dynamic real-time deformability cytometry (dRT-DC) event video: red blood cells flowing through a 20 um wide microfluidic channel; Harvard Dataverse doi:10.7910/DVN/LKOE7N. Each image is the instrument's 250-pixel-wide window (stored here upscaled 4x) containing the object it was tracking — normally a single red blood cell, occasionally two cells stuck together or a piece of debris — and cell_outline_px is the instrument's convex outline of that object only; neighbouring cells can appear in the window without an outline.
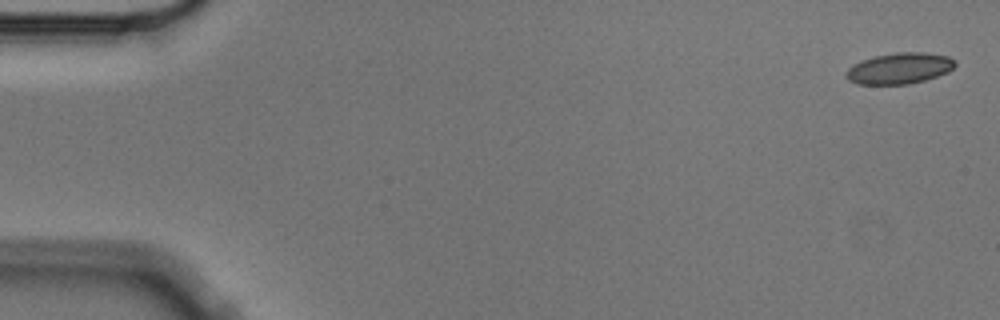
{"species": "Egyptian fruit bat (a non-hibernating species)", "species_latin": "Rousettus aegyptiacus", "temperature_condition": "cold", "stored_images_in_passage": 5, "camera_frame_rate_fps": 3000, "um_per_image_px": 0.085, "animal": {"sex": "male"}, "frame": {"image": 1, "passage_image": 1, "time_ms": 0.0, "image_size_px": [1000, 320], "cell_outline_px": [[956, 64], [948, 72], [924, 80], [908, 84], [856, 84], [848, 80], [844, 76], [848, 68], [872, 56], [896, 52], [924, 52], [948, 56], [956, 60]], "centroid_in_image_um": [76.45, 5.8], "position_along_channel_um": 8.5, "area_um2": 19.71}}
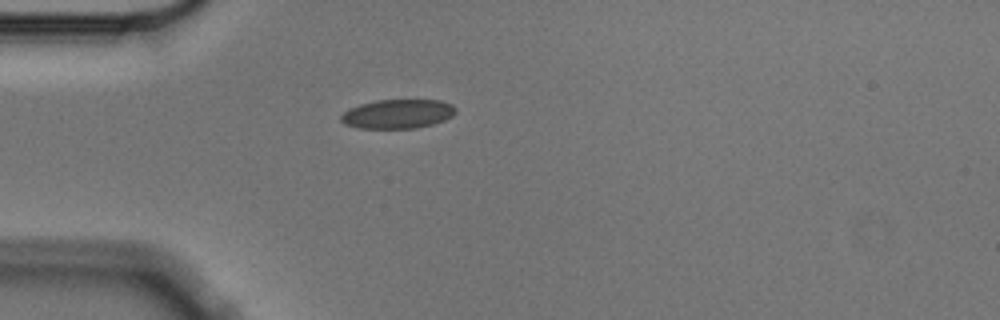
{"frame": {"image": 2, "passage_image": 5, "time_ms": 1.333, "image_size_px": [1000, 320], "cell_outline_px": [[456, 112], [452, 116], [444, 120], [432, 124], [416, 128], [356, 128], [344, 124], [340, 120], [340, 116], [348, 108], [360, 104], [376, 100], [440, 100], [452, 104], [456, 108]], "centroid_in_image_um": [33.78, 9.68], "position_along_channel_um": 51.2, "area_um2": 19.59}}